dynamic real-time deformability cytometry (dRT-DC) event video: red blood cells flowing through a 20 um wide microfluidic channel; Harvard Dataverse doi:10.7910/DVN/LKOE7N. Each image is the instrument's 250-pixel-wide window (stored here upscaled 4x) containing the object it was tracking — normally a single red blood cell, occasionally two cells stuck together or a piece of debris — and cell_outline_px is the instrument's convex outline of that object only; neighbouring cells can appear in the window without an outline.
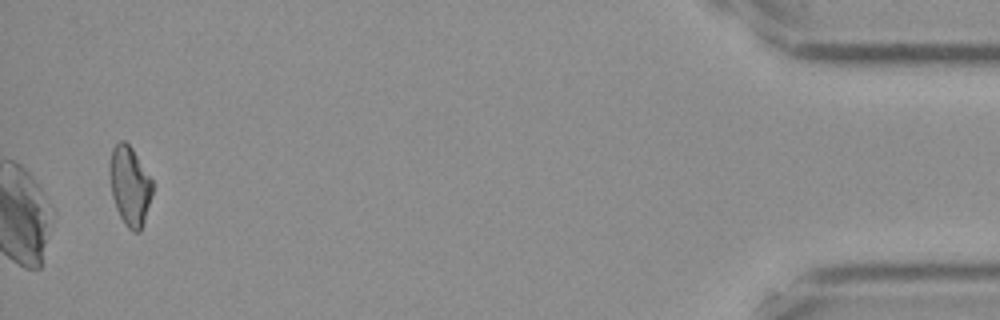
{"species": "Egyptian fruit bat (a non-hibernating species)", "species_latin": "Rousettus aegyptiacus", "temperature_condition": "cold", "stored_images_in_passage": 38, "camera_frame_rate_fps": 3000, "um_per_image_px": 0.085, "frame": {"image": 1, "passage_image": 38, "time_ms": 12.333, "image_size_px": [1000, 320], "cell_outline_px": [[152, 196], [144, 224], [140, 232], [132, 232], [124, 224], [116, 208], [112, 196], [108, 168], [112, 148], [120, 140], [124, 140], [132, 148], [152, 180]], "centroid_in_image_um": [11.02, 15.82], "position_along_channel_um": 424.2, "area_um2": 19.94}}